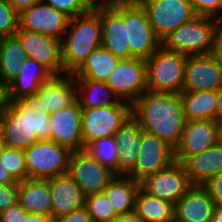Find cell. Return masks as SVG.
I'll return each instance as SVG.
<instances>
[{
	"instance_id": "47",
	"label": "cell",
	"mask_w": 222,
	"mask_h": 222,
	"mask_svg": "<svg viewBox=\"0 0 222 222\" xmlns=\"http://www.w3.org/2000/svg\"><path fill=\"white\" fill-rule=\"evenodd\" d=\"M53 218L43 214L27 212L24 222H52Z\"/></svg>"
},
{
	"instance_id": "40",
	"label": "cell",
	"mask_w": 222,
	"mask_h": 222,
	"mask_svg": "<svg viewBox=\"0 0 222 222\" xmlns=\"http://www.w3.org/2000/svg\"><path fill=\"white\" fill-rule=\"evenodd\" d=\"M18 203V184H0V212Z\"/></svg>"
},
{
	"instance_id": "43",
	"label": "cell",
	"mask_w": 222,
	"mask_h": 222,
	"mask_svg": "<svg viewBox=\"0 0 222 222\" xmlns=\"http://www.w3.org/2000/svg\"><path fill=\"white\" fill-rule=\"evenodd\" d=\"M52 222H92L86 206L75 209L65 216H61L52 220Z\"/></svg>"
},
{
	"instance_id": "7",
	"label": "cell",
	"mask_w": 222,
	"mask_h": 222,
	"mask_svg": "<svg viewBox=\"0 0 222 222\" xmlns=\"http://www.w3.org/2000/svg\"><path fill=\"white\" fill-rule=\"evenodd\" d=\"M124 22L127 25V45L131 58L147 60L162 46L143 6L137 2H124Z\"/></svg>"
},
{
	"instance_id": "18",
	"label": "cell",
	"mask_w": 222,
	"mask_h": 222,
	"mask_svg": "<svg viewBox=\"0 0 222 222\" xmlns=\"http://www.w3.org/2000/svg\"><path fill=\"white\" fill-rule=\"evenodd\" d=\"M102 46L120 59H131L127 45V25L124 22V2L114 8L101 10Z\"/></svg>"
},
{
	"instance_id": "32",
	"label": "cell",
	"mask_w": 222,
	"mask_h": 222,
	"mask_svg": "<svg viewBox=\"0 0 222 222\" xmlns=\"http://www.w3.org/2000/svg\"><path fill=\"white\" fill-rule=\"evenodd\" d=\"M134 213L143 222H175L174 204L149 195L139 188Z\"/></svg>"
},
{
	"instance_id": "5",
	"label": "cell",
	"mask_w": 222,
	"mask_h": 222,
	"mask_svg": "<svg viewBox=\"0 0 222 222\" xmlns=\"http://www.w3.org/2000/svg\"><path fill=\"white\" fill-rule=\"evenodd\" d=\"M28 179H48L67 174L71 150L54 141L38 140L23 150Z\"/></svg>"
},
{
	"instance_id": "34",
	"label": "cell",
	"mask_w": 222,
	"mask_h": 222,
	"mask_svg": "<svg viewBox=\"0 0 222 222\" xmlns=\"http://www.w3.org/2000/svg\"><path fill=\"white\" fill-rule=\"evenodd\" d=\"M85 150L101 165H104L118 175L119 148L114 136L104 137L92 141Z\"/></svg>"
},
{
	"instance_id": "33",
	"label": "cell",
	"mask_w": 222,
	"mask_h": 222,
	"mask_svg": "<svg viewBox=\"0 0 222 222\" xmlns=\"http://www.w3.org/2000/svg\"><path fill=\"white\" fill-rule=\"evenodd\" d=\"M26 58V51L15 35L0 38V80L6 86L17 76Z\"/></svg>"
},
{
	"instance_id": "6",
	"label": "cell",
	"mask_w": 222,
	"mask_h": 222,
	"mask_svg": "<svg viewBox=\"0 0 222 222\" xmlns=\"http://www.w3.org/2000/svg\"><path fill=\"white\" fill-rule=\"evenodd\" d=\"M132 116V104L82 109L81 133L83 146L92 141L114 136L116 131Z\"/></svg>"
},
{
	"instance_id": "9",
	"label": "cell",
	"mask_w": 222,
	"mask_h": 222,
	"mask_svg": "<svg viewBox=\"0 0 222 222\" xmlns=\"http://www.w3.org/2000/svg\"><path fill=\"white\" fill-rule=\"evenodd\" d=\"M67 174L78 184L85 196L103 192L116 177L115 172L101 165L85 149L71 152Z\"/></svg>"
},
{
	"instance_id": "54",
	"label": "cell",
	"mask_w": 222,
	"mask_h": 222,
	"mask_svg": "<svg viewBox=\"0 0 222 222\" xmlns=\"http://www.w3.org/2000/svg\"><path fill=\"white\" fill-rule=\"evenodd\" d=\"M4 148H5V145H4L3 139H2L1 134H0V155H1V152Z\"/></svg>"
},
{
	"instance_id": "21",
	"label": "cell",
	"mask_w": 222,
	"mask_h": 222,
	"mask_svg": "<svg viewBox=\"0 0 222 222\" xmlns=\"http://www.w3.org/2000/svg\"><path fill=\"white\" fill-rule=\"evenodd\" d=\"M0 134L10 149L25 150L38 141L29 124L10 103L0 113Z\"/></svg>"
},
{
	"instance_id": "13",
	"label": "cell",
	"mask_w": 222,
	"mask_h": 222,
	"mask_svg": "<svg viewBox=\"0 0 222 222\" xmlns=\"http://www.w3.org/2000/svg\"><path fill=\"white\" fill-rule=\"evenodd\" d=\"M135 169L128 175L140 182L175 161L174 149L156 135L142 132Z\"/></svg>"
},
{
	"instance_id": "52",
	"label": "cell",
	"mask_w": 222,
	"mask_h": 222,
	"mask_svg": "<svg viewBox=\"0 0 222 222\" xmlns=\"http://www.w3.org/2000/svg\"><path fill=\"white\" fill-rule=\"evenodd\" d=\"M211 222H222V206H216Z\"/></svg>"
},
{
	"instance_id": "20",
	"label": "cell",
	"mask_w": 222,
	"mask_h": 222,
	"mask_svg": "<svg viewBox=\"0 0 222 222\" xmlns=\"http://www.w3.org/2000/svg\"><path fill=\"white\" fill-rule=\"evenodd\" d=\"M53 219L68 215L85 205V195L78 184L68 175L49 178Z\"/></svg>"
},
{
	"instance_id": "45",
	"label": "cell",
	"mask_w": 222,
	"mask_h": 222,
	"mask_svg": "<svg viewBox=\"0 0 222 222\" xmlns=\"http://www.w3.org/2000/svg\"><path fill=\"white\" fill-rule=\"evenodd\" d=\"M213 55L222 64V18L216 19Z\"/></svg>"
},
{
	"instance_id": "10",
	"label": "cell",
	"mask_w": 222,
	"mask_h": 222,
	"mask_svg": "<svg viewBox=\"0 0 222 222\" xmlns=\"http://www.w3.org/2000/svg\"><path fill=\"white\" fill-rule=\"evenodd\" d=\"M106 83L120 100L133 104L147 90L146 61L121 59Z\"/></svg>"
},
{
	"instance_id": "14",
	"label": "cell",
	"mask_w": 222,
	"mask_h": 222,
	"mask_svg": "<svg viewBox=\"0 0 222 222\" xmlns=\"http://www.w3.org/2000/svg\"><path fill=\"white\" fill-rule=\"evenodd\" d=\"M222 86V64L213 55H189L182 91L217 90Z\"/></svg>"
},
{
	"instance_id": "49",
	"label": "cell",
	"mask_w": 222,
	"mask_h": 222,
	"mask_svg": "<svg viewBox=\"0 0 222 222\" xmlns=\"http://www.w3.org/2000/svg\"><path fill=\"white\" fill-rule=\"evenodd\" d=\"M215 121L217 122L222 121V86L217 89Z\"/></svg>"
},
{
	"instance_id": "44",
	"label": "cell",
	"mask_w": 222,
	"mask_h": 222,
	"mask_svg": "<svg viewBox=\"0 0 222 222\" xmlns=\"http://www.w3.org/2000/svg\"><path fill=\"white\" fill-rule=\"evenodd\" d=\"M88 11H101L114 8L119 0H80Z\"/></svg>"
},
{
	"instance_id": "46",
	"label": "cell",
	"mask_w": 222,
	"mask_h": 222,
	"mask_svg": "<svg viewBox=\"0 0 222 222\" xmlns=\"http://www.w3.org/2000/svg\"><path fill=\"white\" fill-rule=\"evenodd\" d=\"M41 0H9L10 5L14 11L20 15L23 11L29 9L34 4L40 2Z\"/></svg>"
},
{
	"instance_id": "36",
	"label": "cell",
	"mask_w": 222,
	"mask_h": 222,
	"mask_svg": "<svg viewBox=\"0 0 222 222\" xmlns=\"http://www.w3.org/2000/svg\"><path fill=\"white\" fill-rule=\"evenodd\" d=\"M0 160L16 182H22L28 179V171L23 150L5 147L1 152Z\"/></svg>"
},
{
	"instance_id": "38",
	"label": "cell",
	"mask_w": 222,
	"mask_h": 222,
	"mask_svg": "<svg viewBox=\"0 0 222 222\" xmlns=\"http://www.w3.org/2000/svg\"><path fill=\"white\" fill-rule=\"evenodd\" d=\"M54 9L64 13L69 18L85 14L88 10L83 6L80 0H41Z\"/></svg>"
},
{
	"instance_id": "17",
	"label": "cell",
	"mask_w": 222,
	"mask_h": 222,
	"mask_svg": "<svg viewBox=\"0 0 222 222\" xmlns=\"http://www.w3.org/2000/svg\"><path fill=\"white\" fill-rule=\"evenodd\" d=\"M51 141L69 148L71 151L83 150L81 122L82 108L78 101L71 106L49 114Z\"/></svg>"
},
{
	"instance_id": "26",
	"label": "cell",
	"mask_w": 222,
	"mask_h": 222,
	"mask_svg": "<svg viewBox=\"0 0 222 222\" xmlns=\"http://www.w3.org/2000/svg\"><path fill=\"white\" fill-rule=\"evenodd\" d=\"M8 101L22 116H24L32 133H35L38 140L51 141L52 128L49 112L43 105V101L36 94Z\"/></svg>"
},
{
	"instance_id": "29",
	"label": "cell",
	"mask_w": 222,
	"mask_h": 222,
	"mask_svg": "<svg viewBox=\"0 0 222 222\" xmlns=\"http://www.w3.org/2000/svg\"><path fill=\"white\" fill-rule=\"evenodd\" d=\"M75 79L77 101L82 109L119 105L122 102L106 82L85 77H75ZM111 97L114 100L110 99Z\"/></svg>"
},
{
	"instance_id": "41",
	"label": "cell",
	"mask_w": 222,
	"mask_h": 222,
	"mask_svg": "<svg viewBox=\"0 0 222 222\" xmlns=\"http://www.w3.org/2000/svg\"><path fill=\"white\" fill-rule=\"evenodd\" d=\"M203 187L215 201L216 206H222V173L210 177Z\"/></svg>"
},
{
	"instance_id": "24",
	"label": "cell",
	"mask_w": 222,
	"mask_h": 222,
	"mask_svg": "<svg viewBox=\"0 0 222 222\" xmlns=\"http://www.w3.org/2000/svg\"><path fill=\"white\" fill-rule=\"evenodd\" d=\"M54 75L37 61L26 58L17 76L7 85L8 100L35 95L39 88Z\"/></svg>"
},
{
	"instance_id": "51",
	"label": "cell",
	"mask_w": 222,
	"mask_h": 222,
	"mask_svg": "<svg viewBox=\"0 0 222 222\" xmlns=\"http://www.w3.org/2000/svg\"><path fill=\"white\" fill-rule=\"evenodd\" d=\"M111 222H143L135 213L118 215Z\"/></svg>"
},
{
	"instance_id": "23",
	"label": "cell",
	"mask_w": 222,
	"mask_h": 222,
	"mask_svg": "<svg viewBox=\"0 0 222 222\" xmlns=\"http://www.w3.org/2000/svg\"><path fill=\"white\" fill-rule=\"evenodd\" d=\"M49 114L71 106L77 101V84L72 74L53 76L36 92Z\"/></svg>"
},
{
	"instance_id": "2",
	"label": "cell",
	"mask_w": 222,
	"mask_h": 222,
	"mask_svg": "<svg viewBox=\"0 0 222 222\" xmlns=\"http://www.w3.org/2000/svg\"><path fill=\"white\" fill-rule=\"evenodd\" d=\"M67 32H70L69 36H63L61 39V57L64 72L72 74L102 45L101 11H88L70 18Z\"/></svg>"
},
{
	"instance_id": "42",
	"label": "cell",
	"mask_w": 222,
	"mask_h": 222,
	"mask_svg": "<svg viewBox=\"0 0 222 222\" xmlns=\"http://www.w3.org/2000/svg\"><path fill=\"white\" fill-rule=\"evenodd\" d=\"M27 211L19 204L0 212V222H24Z\"/></svg>"
},
{
	"instance_id": "53",
	"label": "cell",
	"mask_w": 222,
	"mask_h": 222,
	"mask_svg": "<svg viewBox=\"0 0 222 222\" xmlns=\"http://www.w3.org/2000/svg\"><path fill=\"white\" fill-rule=\"evenodd\" d=\"M218 144L222 145V121L218 122Z\"/></svg>"
},
{
	"instance_id": "25",
	"label": "cell",
	"mask_w": 222,
	"mask_h": 222,
	"mask_svg": "<svg viewBox=\"0 0 222 222\" xmlns=\"http://www.w3.org/2000/svg\"><path fill=\"white\" fill-rule=\"evenodd\" d=\"M181 164L190 184L203 186L210 177L222 173V145L188 156Z\"/></svg>"
},
{
	"instance_id": "4",
	"label": "cell",
	"mask_w": 222,
	"mask_h": 222,
	"mask_svg": "<svg viewBox=\"0 0 222 222\" xmlns=\"http://www.w3.org/2000/svg\"><path fill=\"white\" fill-rule=\"evenodd\" d=\"M187 56L163 46L146 61L147 90L180 94Z\"/></svg>"
},
{
	"instance_id": "35",
	"label": "cell",
	"mask_w": 222,
	"mask_h": 222,
	"mask_svg": "<svg viewBox=\"0 0 222 222\" xmlns=\"http://www.w3.org/2000/svg\"><path fill=\"white\" fill-rule=\"evenodd\" d=\"M85 206L92 222H111L118 216L104 192L85 196Z\"/></svg>"
},
{
	"instance_id": "31",
	"label": "cell",
	"mask_w": 222,
	"mask_h": 222,
	"mask_svg": "<svg viewBox=\"0 0 222 222\" xmlns=\"http://www.w3.org/2000/svg\"><path fill=\"white\" fill-rule=\"evenodd\" d=\"M186 121L215 120L217 90L180 93Z\"/></svg>"
},
{
	"instance_id": "11",
	"label": "cell",
	"mask_w": 222,
	"mask_h": 222,
	"mask_svg": "<svg viewBox=\"0 0 222 222\" xmlns=\"http://www.w3.org/2000/svg\"><path fill=\"white\" fill-rule=\"evenodd\" d=\"M191 186L183 165L176 160L140 181V188L149 195L173 204L177 203Z\"/></svg>"
},
{
	"instance_id": "12",
	"label": "cell",
	"mask_w": 222,
	"mask_h": 222,
	"mask_svg": "<svg viewBox=\"0 0 222 222\" xmlns=\"http://www.w3.org/2000/svg\"><path fill=\"white\" fill-rule=\"evenodd\" d=\"M15 36L19 39L28 58L43 65L54 76L66 74L62 63L60 39L24 29H18Z\"/></svg>"
},
{
	"instance_id": "27",
	"label": "cell",
	"mask_w": 222,
	"mask_h": 222,
	"mask_svg": "<svg viewBox=\"0 0 222 222\" xmlns=\"http://www.w3.org/2000/svg\"><path fill=\"white\" fill-rule=\"evenodd\" d=\"M18 203L31 213L51 217L52 199L48 179H25L18 182Z\"/></svg>"
},
{
	"instance_id": "39",
	"label": "cell",
	"mask_w": 222,
	"mask_h": 222,
	"mask_svg": "<svg viewBox=\"0 0 222 222\" xmlns=\"http://www.w3.org/2000/svg\"><path fill=\"white\" fill-rule=\"evenodd\" d=\"M197 15L222 18V0H189Z\"/></svg>"
},
{
	"instance_id": "48",
	"label": "cell",
	"mask_w": 222,
	"mask_h": 222,
	"mask_svg": "<svg viewBox=\"0 0 222 222\" xmlns=\"http://www.w3.org/2000/svg\"><path fill=\"white\" fill-rule=\"evenodd\" d=\"M0 184H18L8 173L0 160Z\"/></svg>"
},
{
	"instance_id": "1",
	"label": "cell",
	"mask_w": 222,
	"mask_h": 222,
	"mask_svg": "<svg viewBox=\"0 0 222 222\" xmlns=\"http://www.w3.org/2000/svg\"><path fill=\"white\" fill-rule=\"evenodd\" d=\"M132 116L143 131L156 135L174 150L186 119L180 94L146 90L133 104Z\"/></svg>"
},
{
	"instance_id": "19",
	"label": "cell",
	"mask_w": 222,
	"mask_h": 222,
	"mask_svg": "<svg viewBox=\"0 0 222 222\" xmlns=\"http://www.w3.org/2000/svg\"><path fill=\"white\" fill-rule=\"evenodd\" d=\"M215 201L201 185H192L174 204L175 222H211Z\"/></svg>"
},
{
	"instance_id": "37",
	"label": "cell",
	"mask_w": 222,
	"mask_h": 222,
	"mask_svg": "<svg viewBox=\"0 0 222 222\" xmlns=\"http://www.w3.org/2000/svg\"><path fill=\"white\" fill-rule=\"evenodd\" d=\"M19 28V15L9 0H0V38L14 36Z\"/></svg>"
},
{
	"instance_id": "30",
	"label": "cell",
	"mask_w": 222,
	"mask_h": 222,
	"mask_svg": "<svg viewBox=\"0 0 222 222\" xmlns=\"http://www.w3.org/2000/svg\"><path fill=\"white\" fill-rule=\"evenodd\" d=\"M121 59L104 46L96 48L72 73L74 77H85L106 82Z\"/></svg>"
},
{
	"instance_id": "3",
	"label": "cell",
	"mask_w": 222,
	"mask_h": 222,
	"mask_svg": "<svg viewBox=\"0 0 222 222\" xmlns=\"http://www.w3.org/2000/svg\"><path fill=\"white\" fill-rule=\"evenodd\" d=\"M216 19L196 15L162 39V46L185 55L213 54Z\"/></svg>"
},
{
	"instance_id": "22",
	"label": "cell",
	"mask_w": 222,
	"mask_h": 222,
	"mask_svg": "<svg viewBox=\"0 0 222 222\" xmlns=\"http://www.w3.org/2000/svg\"><path fill=\"white\" fill-rule=\"evenodd\" d=\"M142 128L131 116L114 134L118 144V175L128 176L136 167L139 157Z\"/></svg>"
},
{
	"instance_id": "16",
	"label": "cell",
	"mask_w": 222,
	"mask_h": 222,
	"mask_svg": "<svg viewBox=\"0 0 222 222\" xmlns=\"http://www.w3.org/2000/svg\"><path fill=\"white\" fill-rule=\"evenodd\" d=\"M218 144V122L215 120L186 121L180 143L174 150L176 161L202 153Z\"/></svg>"
},
{
	"instance_id": "15",
	"label": "cell",
	"mask_w": 222,
	"mask_h": 222,
	"mask_svg": "<svg viewBox=\"0 0 222 222\" xmlns=\"http://www.w3.org/2000/svg\"><path fill=\"white\" fill-rule=\"evenodd\" d=\"M69 17L40 1L19 15V28L62 39Z\"/></svg>"
},
{
	"instance_id": "55",
	"label": "cell",
	"mask_w": 222,
	"mask_h": 222,
	"mask_svg": "<svg viewBox=\"0 0 222 222\" xmlns=\"http://www.w3.org/2000/svg\"><path fill=\"white\" fill-rule=\"evenodd\" d=\"M120 2H137L139 3L142 0H119Z\"/></svg>"
},
{
	"instance_id": "8",
	"label": "cell",
	"mask_w": 222,
	"mask_h": 222,
	"mask_svg": "<svg viewBox=\"0 0 222 222\" xmlns=\"http://www.w3.org/2000/svg\"><path fill=\"white\" fill-rule=\"evenodd\" d=\"M139 3L161 40L197 15L189 0H142Z\"/></svg>"
},
{
	"instance_id": "28",
	"label": "cell",
	"mask_w": 222,
	"mask_h": 222,
	"mask_svg": "<svg viewBox=\"0 0 222 222\" xmlns=\"http://www.w3.org/2000/svg\"><path fill=\"white\" fill-rule=\"evenodd\" d=\"M140 182L130 176L116 175L103 190L117 215L134 213Z\"/></svg>"
},
{
	"instance_id": "50",
	"label": "cell",
	"mask_w": 222,
	"mask_h": 222,
	"mask_svg": "<svg viewBox=\"0 0 222 222\" xmlns=\"http://www.w3.org/2000/svg\"><path fill=\"white\" fill-rule=\"evenodd\" d=\"M8 103L7 86L0 80V113Z\"/></svg>"
}]
</instances>
